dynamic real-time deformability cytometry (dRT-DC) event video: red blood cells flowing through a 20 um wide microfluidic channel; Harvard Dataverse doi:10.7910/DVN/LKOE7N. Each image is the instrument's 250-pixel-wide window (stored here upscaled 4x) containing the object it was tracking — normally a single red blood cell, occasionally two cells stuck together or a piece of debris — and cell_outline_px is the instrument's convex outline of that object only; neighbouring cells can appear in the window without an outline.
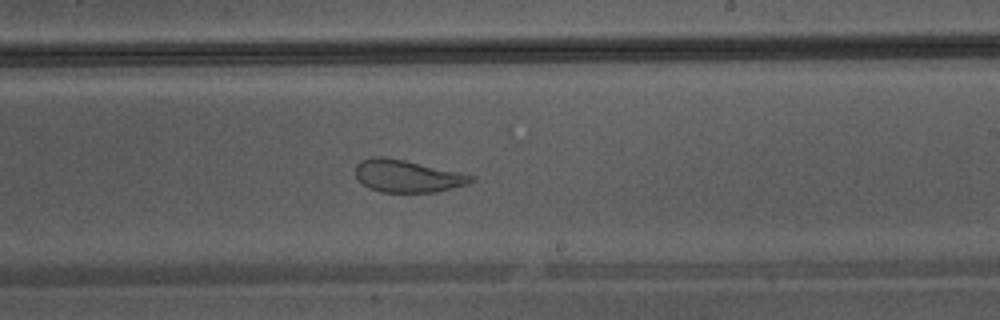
{"species": "Egyptian fruit bat (a non-hibernating species)", "species_latin": "Rousettus aegyptiacus", "temperature_condition": "warm", "stored_images_in_passage": 33, "camera_frame_rate_fps": 3000, "um_per_image_px": 0.085, "animal": {"sex": "male"}, "frame": {"image": 1, "passage_image": 15, "time_ms": 4.667, "image_size_px": [1000, 320], "cell_outline_px": [[476, 180], [468, 184], [436, 192], [380, 192], [368, 188], [356, 176], [356, 164], [360, 160], [372, 156], [384, 156], [404, 160], [476, 176]], "centroid_in_image_um": [34.62, 14.96], "position_along_channel_um": 254.4, "area_um2": 21.79}}